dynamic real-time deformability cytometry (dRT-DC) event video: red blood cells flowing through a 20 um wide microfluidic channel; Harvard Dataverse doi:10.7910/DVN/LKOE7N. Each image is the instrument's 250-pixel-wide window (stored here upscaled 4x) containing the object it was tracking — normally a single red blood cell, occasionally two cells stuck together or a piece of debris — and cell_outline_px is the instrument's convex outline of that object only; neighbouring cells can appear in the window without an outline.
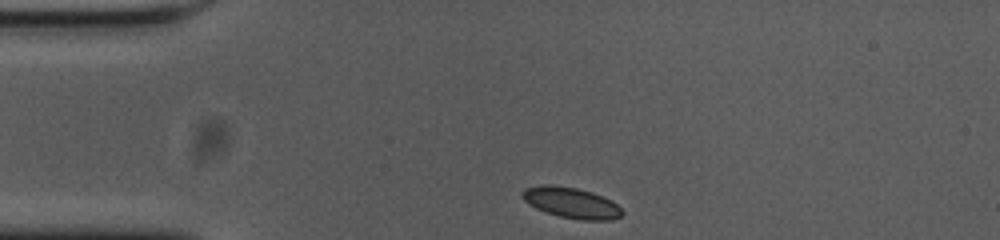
{"species": "common noctule bat (a hibernating species)", "species_latin": "Nyctalus noctula", "temperature_condition": "cold", "stored_images_in_passage": 35, "camera_frame_rate_fps": 3000, "um_per_image_px": 0.085, "animal": {"sex": "female", "body_mass_g": 23.0, "forearm_length_mm": 53.4}, "frame": {"image": 1, "passage_image": 1, "time_ms": 0.0, "image_size_px": [1000, 240], "cell_outline_px": [[624, 212], [620, 216], [612, 220], [580, 220], [560, 216], [536, 208], [524, 200], [524, 188], [548, 184], [576, 188], [592, 192], [612, 200]], "centroid_in_image_um": [48.62, 17.24], "position_along_channel_um": 36.4, "area_um2": 17.57}}
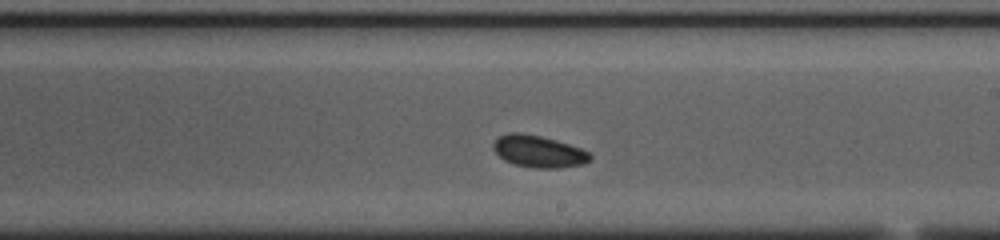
{"frame": {"image": 2, "passage_image": 21, "time_ms": 6.667, "image_size_px": [1000, 240], "cell_outline_px": [[592, 160], [584, 164], [560, 168], [532, 168], [516, 164], [504, 160], [492, 148], [492, 144], [500, 136], [508, 132], [520, 132], [540, 136], [556, 140], [580, 148], [588, 152], [592, 156]], "centroid_in_image_um": [45.79, 12.87], "position_along_channel_um": 243.2, "area_um2": 18.03}}
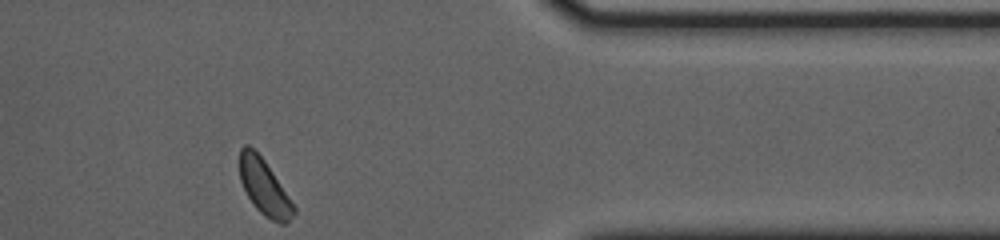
{"frame": {"image": 3, "passage_image": 35, "time_ms": 11.333, "image_size_px": [1000, 240], "cell_outline_px": [[296, 212], [284, 224], [280, 224], [264, 216], [256, 208], [248, 196], [240, 180], [240, 148], [244, 144], [248, 144], [264, 160], [296, 208]], "centroid_in_image_um": [22.45, 15.92], "position_along_channel_um": 388.9, "area_um2": 17.11}, "authors_computed_cell_mechanics": {"area_um2": 17.629, "velocity_mm_per_s": 3.6211, "shape_relaxation_time_tau1_ms": 1.8822, "shape_relaxation_time_tau2_ms": null, "deformation_change_tau1": 0.0435, "deformation_change_tau2": null}}